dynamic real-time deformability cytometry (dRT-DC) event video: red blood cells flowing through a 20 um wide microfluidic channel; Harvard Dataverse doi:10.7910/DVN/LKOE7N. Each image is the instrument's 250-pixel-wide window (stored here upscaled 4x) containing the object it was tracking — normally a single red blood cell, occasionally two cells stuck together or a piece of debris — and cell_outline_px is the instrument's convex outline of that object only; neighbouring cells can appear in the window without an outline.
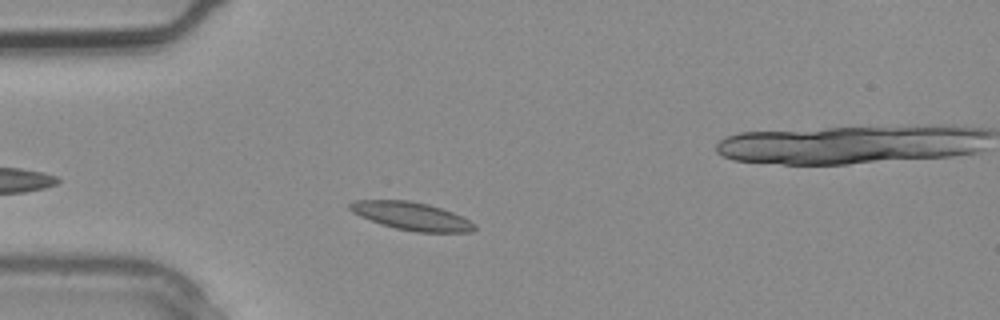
{"species": "common noctule bat (a hibernating species)", "species_latin": "Nyctalus noctula", "temperature_condition": "warm", "stored_images_in_passage": 3, "camera_frame_rate_fps": 3000, "um_per_image_px": 0.085, "animal": {"sex": "male", "body_mass_g": 20.4}, "frame": {"image": 1, "passage_image": 2, "time_ms": 0.333, "image_size_px": [1000, 320], "cell_outline_px": [[476, 228], [472, 232], [416, 232], [396, 228], [380, 224], [360, 216], [352, 212], [348, 208], [348, 204], [352, 200], [408, 200], [428, 204], [452, 212], [476, 224]], "centroid_in_image_um": [34.94, 18.36], "position_along_channel_um": 50.1, "area_um2": 20.29}}